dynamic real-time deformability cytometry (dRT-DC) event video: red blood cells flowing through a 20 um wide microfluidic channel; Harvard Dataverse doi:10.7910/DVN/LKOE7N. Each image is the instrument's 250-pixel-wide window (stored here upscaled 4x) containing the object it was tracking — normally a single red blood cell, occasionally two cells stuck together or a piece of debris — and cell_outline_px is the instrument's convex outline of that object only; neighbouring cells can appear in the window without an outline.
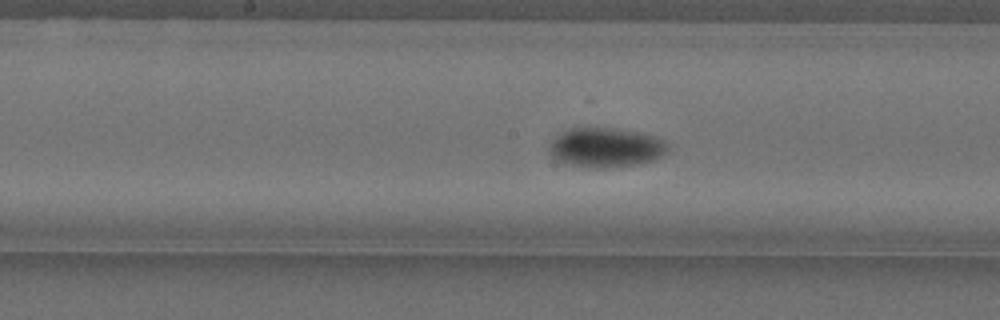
{"species": "Egyptian fruit bat (a non-hibernating species)", "species_latin": "Rousettus aegyptiacus", "temperature_condition": "cold", "stored_images_in_passage": 30, "camera_frame_rate_fps": 3000, "um_per_image_px": 0.085, "animal": {"sex": "female"}, "frame": {"image": 1, "passage_image": 15, "time_ms": 4.667, "image_size_px": [1000, 320], "cell_outline_px": [[668, 148], [656, 160], [636, 164], [608, 168], [592, 168], [572, 164], [556, 160], [548, 152], [548, 148], [552, 140], [556, 136], [568, 128], [612, 128], [636, 132], [656, 136], [664, 140], [668, 144]], "centroid_in_image_um": [51.48, 12.54], "position_along_channel_um": 196.7, "area_um2": 27.22}}
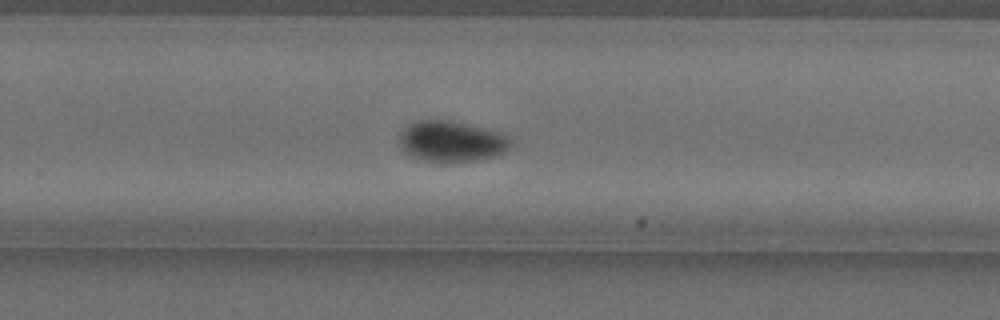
{"frame": {"image": 2, "passage_image": 23, "time_ms": 7.333, "image_size_px": [1000, 320], "cell_outline_px": [[512, 144], [504, 152], [480, 160], [424, 160], [412, 156], [400, 148], [400, 132], [404, 128], [416, 120], [452, 120], [468, 124], [504, 136], [512, 140]], "centroid_in_image_um": [38.32, 11.99], "position_along_channel_um": 291.5, "area_um2": 25.61}}
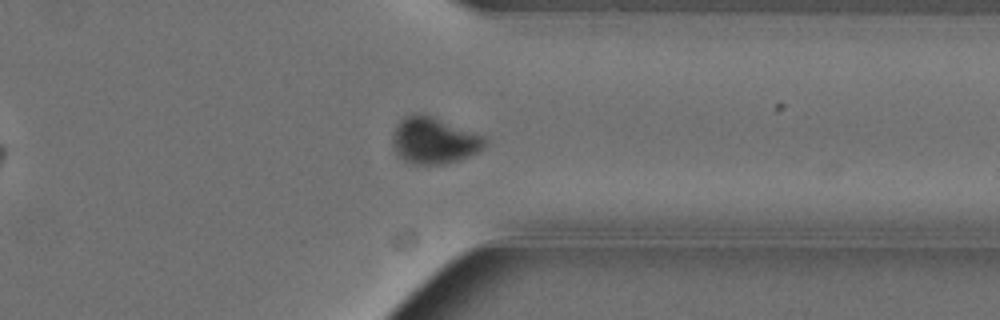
{"frame": {"image": 3, "passage_image": 30, "time_ms": 9.667, "image_size_px": [1000, 320], "cell_outline_px": [[484, 148], [460, 160], [444, 164], [412, 164], [404, 160], [396, 152], [392, 140], [392, 136], [396, 124], [404, 116], [432, 116], [484, 136]], "centroid_in_image_um": [36.87, 11.97], "position_along_channel_um": 374.5, "area_um2": 24.45}, "authors_computed_cell_mechanics": {"area_um2": 25.721, "velocity_mm_per_s": 3.5717, "shape_relaxation_time_tau1_ms": 5.145, "shape_relaxation_time_tau2_ms": null, "deformation_change_tau1": 0.099, "deformation_change_tau2": null}}